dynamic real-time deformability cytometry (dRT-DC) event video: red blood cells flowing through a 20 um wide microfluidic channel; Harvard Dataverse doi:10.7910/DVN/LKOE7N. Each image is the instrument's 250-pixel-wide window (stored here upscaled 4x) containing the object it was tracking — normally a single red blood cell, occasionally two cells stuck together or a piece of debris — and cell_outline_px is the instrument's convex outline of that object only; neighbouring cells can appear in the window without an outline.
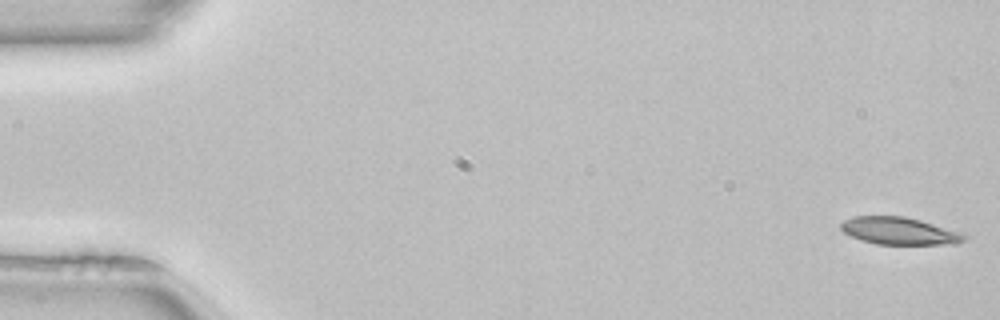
{"species": "common noctule bat (a hibernating species)", "species_latin": "Nyctalus noctula", "temperature_condition": "room temperature", "stored_images_in_passage": 51, "camera_frame_rate_fps": 3000, "um_per_image_px": 0.085, "animal": {"sex": "female", "body_mass_g": 22.7, "forearm_length_mm": 54.2}, "frame": {"image": 1, "passage_image": 1, "time_ms": 0.0, "image_size_px": [1000, 320], "cell_outline_px": [[968, 236], [964, 240], [956, 244], [876, 244], [860, 240], [844, 232], [840, 228], [840, 224], [844, 220], [852, 216], [904, 216], [920, 220], [964, 232]], "centroid_in_image_um": [76.47, 19.63], "position_along_channel_um": 8.5, "area_um2": 19.83}}
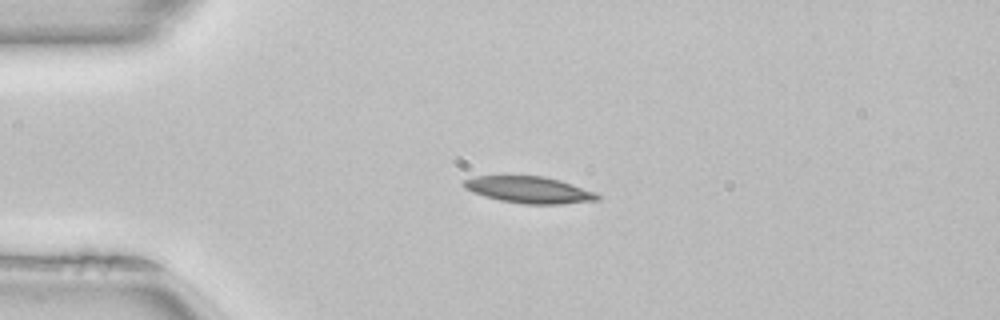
{"frame": {"image": 2, "passage_image": 12, "time_ms": 3.667, "image_size_px": [1000, 320], "cell_outline_px": [[600, 200], [564, 204], [524, 204], [500, 200], [484, 196], [472, 192], [464, 188], [460, 184], [464, 180], [476, 176], [544, 176], [560, 180], [596, 192], [600, 196]], "centroid_in_image_um": [44.98, 16.14], "position_along_channel_um": 40.0, "area_um2": 20.87}}
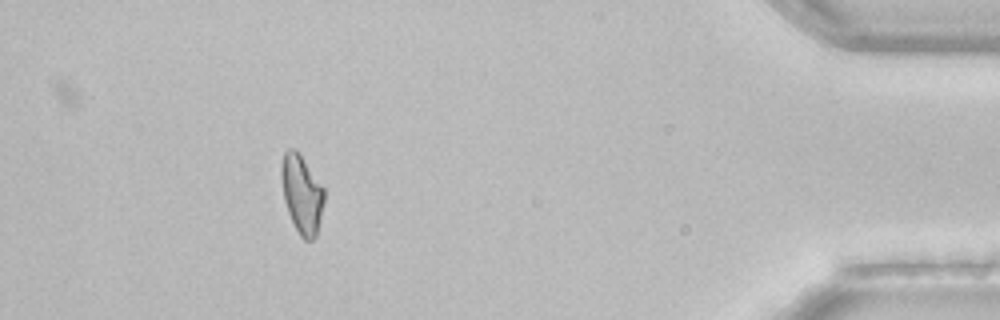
{"frame": {"image": 3, "passage_image": 46, "time_ms": 15.0, "image_size_px": [1000, 320], "cell_outline_px": [[324, 200], [316, 236], [312, 240], [304, 240], [300, 236], [288, 212], [284, 200], [280, 176], [280, 164], [284, 152], [288, 148], [296, 148], [324, 188]], "centroid_in_image_um": [25.63, 16.45], "position_along_channel_um": 409.6, "area_um2": 19.59}}